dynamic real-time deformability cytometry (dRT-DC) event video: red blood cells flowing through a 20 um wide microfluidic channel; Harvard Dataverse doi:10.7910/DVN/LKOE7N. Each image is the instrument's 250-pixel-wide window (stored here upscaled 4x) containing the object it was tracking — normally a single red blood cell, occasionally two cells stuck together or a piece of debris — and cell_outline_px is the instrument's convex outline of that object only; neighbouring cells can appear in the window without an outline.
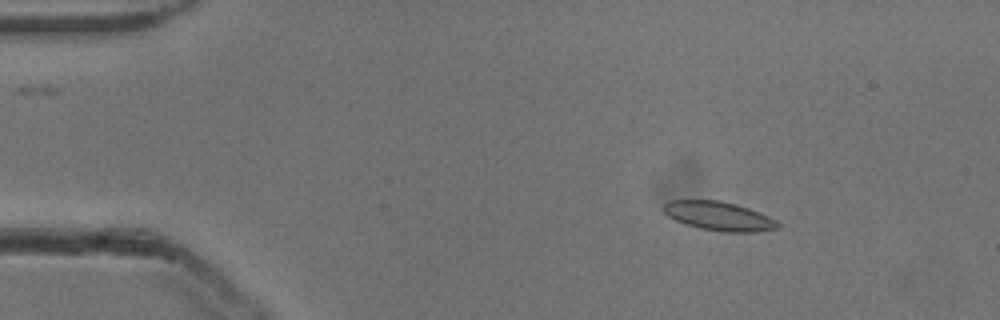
{"species": "common noctule bat (a hibernating species)", "species_latin": "Nyctalus noctula", "temperature_condition": "cold", "stored_images_in_passage": 46, "camera_frame_rate_fps": 3000, "um_per_image_px": 0.085, "animal": {"sex": "male", "body_mass_g": 13.3}, "frame": {"image": 1, "passage_image": 1, "time_ms": 0.0, "image_size_px": [1000, 320], "cell_outline_px": [[780, 228], [756, 232], [724, 232], [700, 228], [684, 224], [668, 216], [660, 208], [668, 200], [720, 200], [736, 204], [760, 212], [776, 220], [780, 224]], "centroid_in_image_um": [61.09, 18.36], "position_along_channel_um": 23.9, "area_um2": 19.48}}
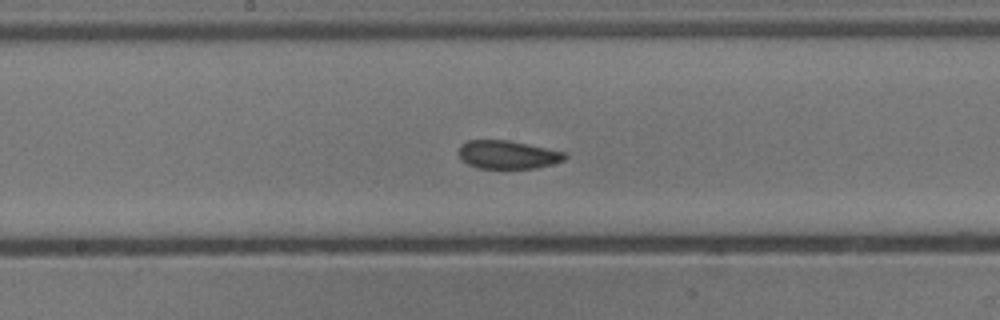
{"frame": {"image": 2, "passage_image": 21, "time_ms": 6.667, "image_size_px": [1000, 320], "cell_outline_px": [[568, 156], [564, 160], [552, 164], [536, 168], [476, 168], [460, 160], [460, 144], [468, 140], [508, 140], [528, 144], [564, 152]], "centroid_in_image_um": [43.14, 13.15], "position_along_channel_um": 205.1, "area_um2": 17.46}}
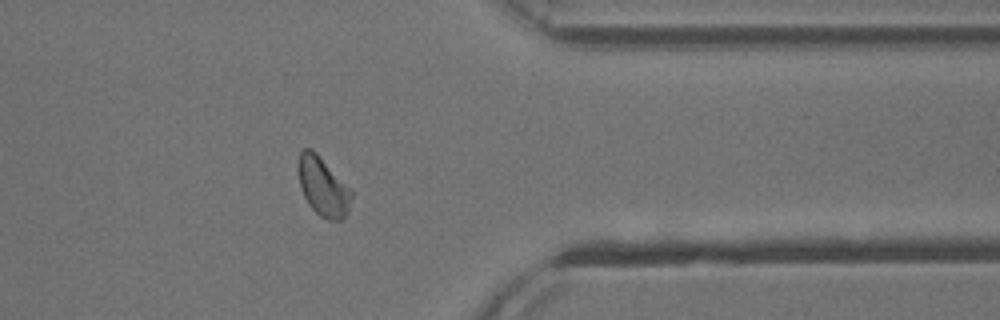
{"frame": {"image": 3, "passage_image": 36, "time_ms": 11.667, "image_size_px": [1000, 320], "cell_outline_px": [[352, 196], [348, 212], [340, 220], [328, 220], [320, 216], [308, 204], [300, 188], [300, 152], [304, 148], [312, 148], [352, 188]], "centroid_in_image_um": [27.5, 15.87], "position_along_channel_um": 383.9, "area_um2": 18.15}, "authors_computed_cell_mechanics": {"area_um2": 18.1781, "velocity_mm_per_s": 3.8422, "shape_relaxation_time_tau1_ms": 3.4767, "shape_relaxation_time_tau2_ms": 2.0015, "deformation_change_tau1": 0.1025, "deformation_change_tau2": 0.0715}}